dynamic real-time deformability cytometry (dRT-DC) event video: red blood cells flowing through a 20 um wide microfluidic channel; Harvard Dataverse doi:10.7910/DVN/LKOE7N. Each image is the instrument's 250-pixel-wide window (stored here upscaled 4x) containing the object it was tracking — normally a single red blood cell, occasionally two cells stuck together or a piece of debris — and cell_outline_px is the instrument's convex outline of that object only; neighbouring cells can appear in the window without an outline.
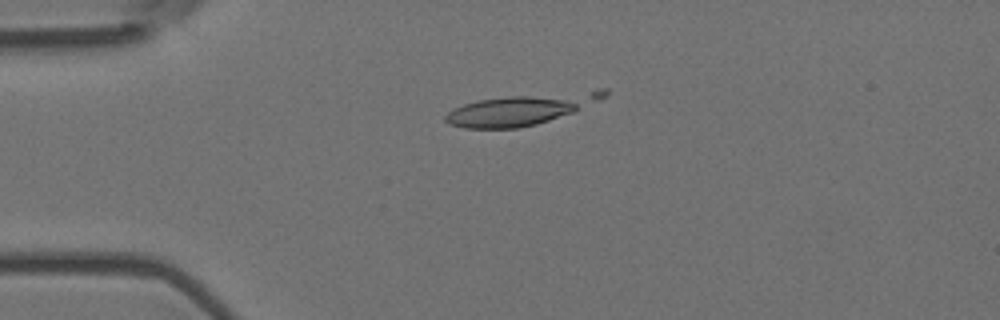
{"species": "Egyptian fruit bat (a non-hibernating species)", "species_latin": "Rousettus aegyptiacus", "temperature_condition": "room temperature", "stored_images_in_passage": 6, "camera_frame_rate_fps": 3000, "um_per_image_px": 0.085, "animal": {"sex": "female"}, "frame": {"image": 1, "passage_image": 4, "time_ms": 1.0, "image_size_px": [1000, 320], "cell_outline_px": [[576, 108], [572, 112], [536, 124], [516, 128], [464, 128], [448, 124], [444, 120], [444, 116], [452, 108], [476, 100], [508, 96], [528, 96], [564, 100], [576, 104]], "centroid_in_image_um": [43.14, 9.53], "position_along_channel_um": 41.9, "area_um2": 22.89}}